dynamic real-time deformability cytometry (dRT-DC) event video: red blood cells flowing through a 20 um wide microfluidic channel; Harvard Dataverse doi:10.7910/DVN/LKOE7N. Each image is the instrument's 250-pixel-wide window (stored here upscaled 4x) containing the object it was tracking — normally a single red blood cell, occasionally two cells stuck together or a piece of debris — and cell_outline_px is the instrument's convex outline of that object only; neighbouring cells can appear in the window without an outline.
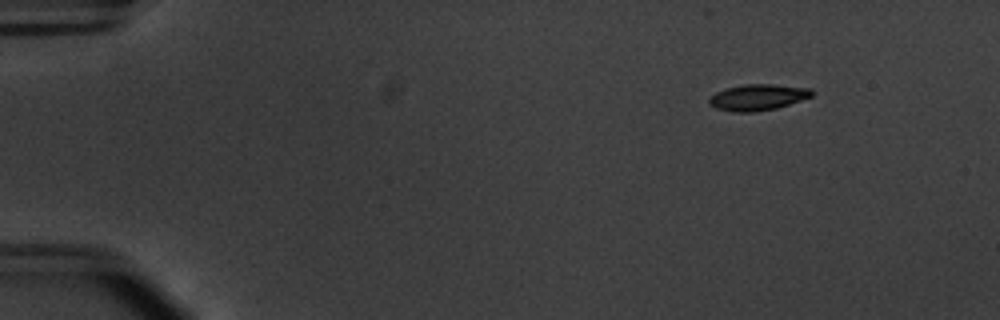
{"species": "common noctule bat (a hibernating species)", "species_latin": "Nyctalus noctula", "temperature_condition": "warm", "stored_images_in_passage": 50, "camera_frame_rate_fps": 3000, "um_per_image_px": 0.085, "animal": {"sex": "male", "body_mass_g": 20.1, "forearm_length_mm": 53.5}, "frame": {"image": 1, "passage_image": 2, "time_ms": 0.333, "image_size_px": [1000, 320], "cell_outline_px": [[812, 96], [776, 108], [752, 112], [732, 112], [716, 108], [708, 104], [708, 100], [716, 92], [724, 88], [744, 84], [772, 84], [812, 88]], "centroid_in_image_um": [64.38, 8.26], "position_along_channel_um": 20.6, "area_um2": 15.61}}
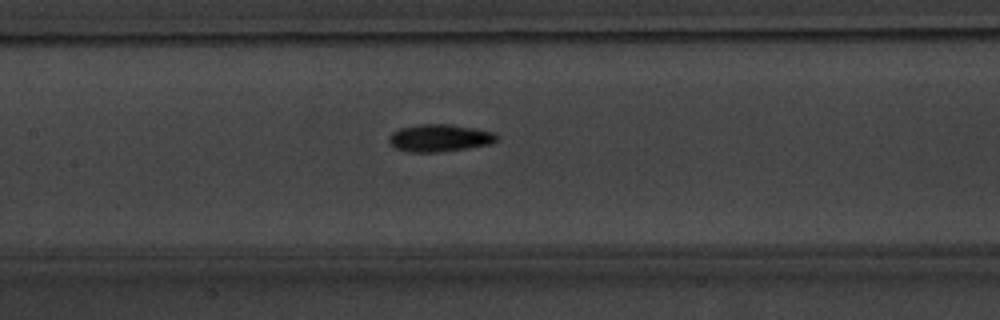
{"frame": {"image": 2, "passage_image": 22, "time_ms": 7.0, "image_size_px": [1000, 320], "cell_outline_px": [[500, 136], [496, 140], [488, 144], [468, 148], [440, 152], [412, 152], [396, 148], [388, 144], [388, 136], [392, 132], [400, 128], [420, 124], [448, 124], [496, 132]], "centroid_in_image_um": [37.34, 11.73], "position_along_channel_um": 170.1, "area_um2": 17.22}}
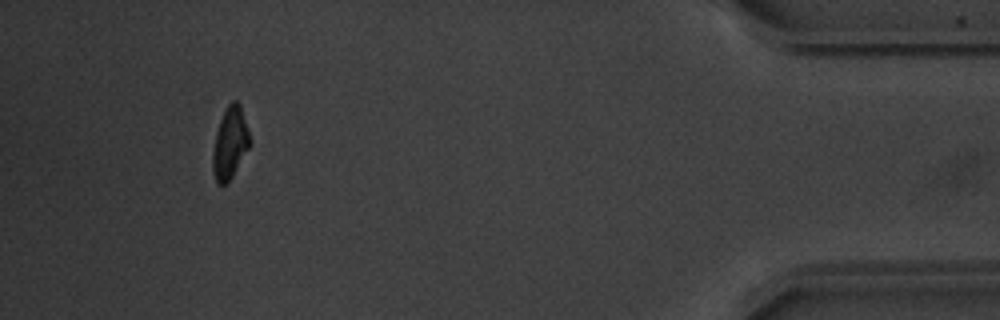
{"frame": {"image": 3, "passage_image": 46, "time_ms": 15.0, "image_size_px": [1000, 320], "cell_outline_px": [[252, 144], [232, 176], [224, 184], [216, 184], [212, 168], [212, 152], [216, 132], [220, 120], [228, 104], [232, 100], [236, 100], [240, 104]], "centroid_in_image_um": [19.55, 12.16], "position_along_channel_um": 415.7, "area_um2": 15.49}, "authors_computed_cell_mechanics": {"area_um2": 16.0973, "velocity_mm_per_s": 3.8045, "shape_relaxation_time_tau1_ms": 3.278, "shape_relaxation_time_tau2_ms": 5.4875, "deformation_change_tau1": 0.1442, "deformation_change_tau2": 0.1131}}